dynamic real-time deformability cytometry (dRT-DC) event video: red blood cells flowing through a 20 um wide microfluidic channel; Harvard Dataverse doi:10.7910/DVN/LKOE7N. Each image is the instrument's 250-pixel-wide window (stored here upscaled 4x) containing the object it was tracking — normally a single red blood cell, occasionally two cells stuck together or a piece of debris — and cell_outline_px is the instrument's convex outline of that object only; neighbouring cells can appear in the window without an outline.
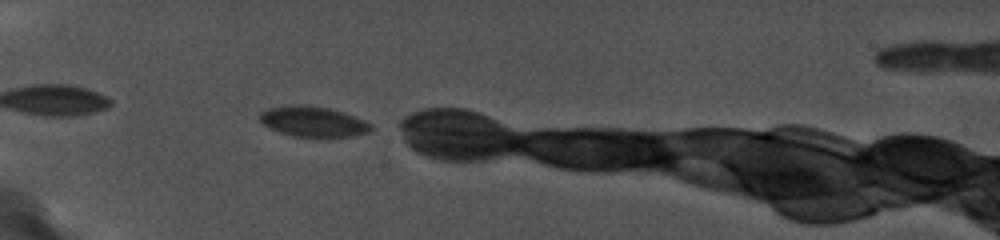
{"species": "common noctule bat (a hibernating species)", "species_latin": "Nyctalus noctula", "temperature_condition": "cold", "stored_images_in_passage": 3, "camera_frame_rate_fps": 5000, "um_per_image_px": 0.085, "animal": {"sex": "female", "body_mass_g": 19.0, "forearm_length_mm": 56.7}, "frame": {"image": 1, "passage_image": 1, "time_ms": 0.0, "image_size_px": [1000, 240], "cell_outline_px": [[372, 132], [352, 136], [328, 140], [320, 140], [292, 136], [268, 128], [260, 120], [260, 112], [272, 108], [328, 108], [364, 120], [372, 124]], "centroid_in_image_um": [26.72, 10.47], "position_along_channel_um": 58.3, "area_um2": 19.42}}